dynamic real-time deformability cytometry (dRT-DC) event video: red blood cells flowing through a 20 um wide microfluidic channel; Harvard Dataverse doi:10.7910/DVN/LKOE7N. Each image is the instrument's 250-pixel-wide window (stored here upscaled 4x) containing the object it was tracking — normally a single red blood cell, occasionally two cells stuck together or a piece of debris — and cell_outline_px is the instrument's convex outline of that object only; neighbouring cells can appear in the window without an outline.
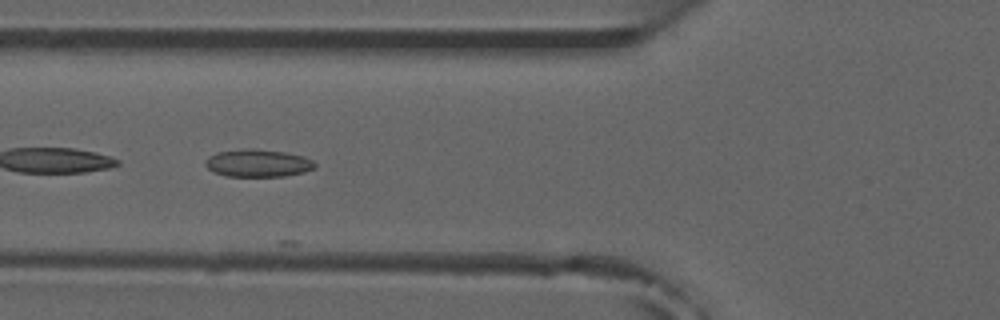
{"species": "common noctule bat (a hibernating species)", "species_latin": "Nyctalus noctula", "temperature_condition": "room temperature", "stored_images_in_passage": 6, "camera_frame_rate_fps": 3000, "um_per_image_px": 0.085, "animal": {"sex": "male", "forearm_length_mm": 52.5}, "frame": {"image": 1, "passage_image": 5, "time_ms": 4.667, "image_size_px": [1000, 320], "cell_outline_px": [[316, 168], [304, 172], [284, 176], [228, 176], [216, 172], [208, 168], [204, 164], [204, 160], [208, 156], [216, 152], [240, 148], [256, 148], [284, 152], [304, 156], [312, 160], [316, 164]], "centroid_in_image_um": [21.91, 13.84], "position_along_channel_um": 103.9, "area_um2": 17.8}}